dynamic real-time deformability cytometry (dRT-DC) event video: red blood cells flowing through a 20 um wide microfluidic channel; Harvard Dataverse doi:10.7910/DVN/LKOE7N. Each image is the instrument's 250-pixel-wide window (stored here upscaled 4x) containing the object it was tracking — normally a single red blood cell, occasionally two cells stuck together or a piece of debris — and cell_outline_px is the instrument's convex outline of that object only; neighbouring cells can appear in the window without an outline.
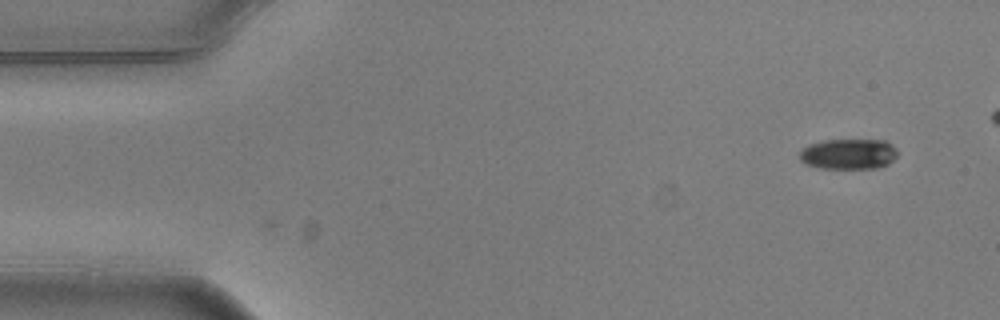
{"species": "common noctule bat (a hibernating species)", "species_latin": "Nyctalus noctula", "temperature_condition": "warm", "stored_images_in_passage": 2, "camera_frame_rate_fps": 3000, "um_per_image_px": 0.085, "animal": {"sex": "male", "body_mass_g": 20.5, "forearm_length_mm": 52.5}, "frame": {"image": 1, "passage_image": 2, "time_ms": 0.333, "image_size_px": [1000, 320], "cell_outline_px": [[896, 156], [888, 164], [876, 168], [820, 168], [808, 164], [800, 160], [800, 152], [808, 144], [824, 140], [884, 140], [892, 144], [896, 148]], "centroid_in_image_um": [72.13, 13.08], "position_along_channel_um": 12.9, "area_um2": 17.28}}